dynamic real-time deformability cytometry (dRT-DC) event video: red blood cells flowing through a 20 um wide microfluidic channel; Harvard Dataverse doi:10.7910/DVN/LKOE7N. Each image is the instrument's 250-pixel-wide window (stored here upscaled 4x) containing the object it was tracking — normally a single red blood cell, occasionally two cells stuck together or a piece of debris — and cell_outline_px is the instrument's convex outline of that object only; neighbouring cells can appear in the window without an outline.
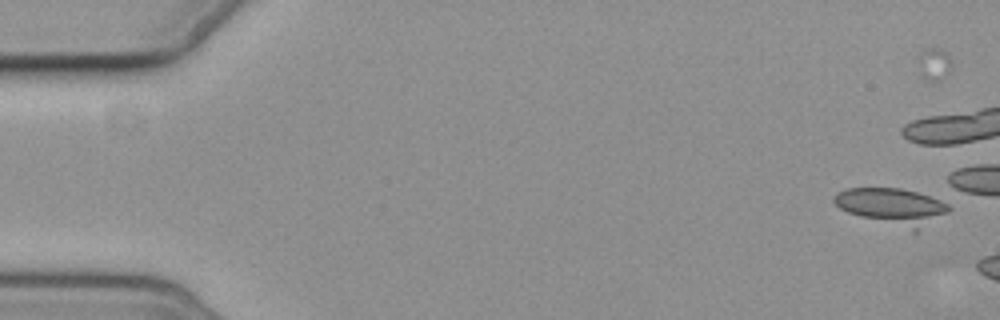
{"species": "common noctule bat (a hibernating species)", "species_latin": "Nyctalus noctula", "temperature_condition": "cold", "stored_images_in_passage": 4, "camera_frame_rate_fps": 3000, "um_per_image_px": 0.085, "animal": {"sex": "female", "body_mass_g": 19.3, "forearm_length_mm": 54.1}, "frame": {"image": 1, "passage_image": 1, "time_ms": 0.0, "image_size_px": [1000, 320], "cell_outline_px": [[952, 208], [948, 212], [916, 232], [912, 232], [860, 216], [848, 212], [840, 208], [832, 200], [832, 196], [836, 192], [848, 188], [900, 188], [916, 192], [940, 200], [948, 204]], "centroid_in_image_um": [75.83, 17.56], "position_along_channel_um": 9.2, "area_um2": 24.45}}